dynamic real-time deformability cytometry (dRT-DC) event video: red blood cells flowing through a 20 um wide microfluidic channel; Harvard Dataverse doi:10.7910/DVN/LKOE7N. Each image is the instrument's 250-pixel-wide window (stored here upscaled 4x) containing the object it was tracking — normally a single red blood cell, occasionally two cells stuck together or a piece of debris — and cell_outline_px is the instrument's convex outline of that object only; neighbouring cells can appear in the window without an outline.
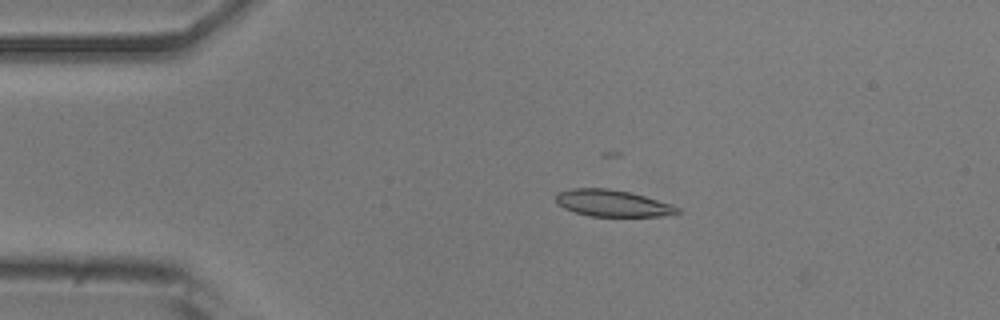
{"species": "common noctule bat (a hibernating species)", "species_latin": "Nyctalus noctula", "temperature_condition": "room temperature", "stored_images_in_passage": 32, "camera_frame_rate_fps": 3000, "um_per_image_px": 0.085, "animal": {"sex": "male", "body_mass_g": 20.5, "forearm_length_mm": 52.5}, "frame": {"image": 1, "passage_image": 1, "time_ms": 0.0, "image_size_px": [1000, 320], "cell_outline_px": [[684, 212], [676, 216], [588, 216], [564, 208], [556, 204], [556, 196], [560, 192], [572, 188], [608, 188], [628, 192], [644, 196], [672, 204], [680, 208]], "centroid_in_image_um": [52.15, 17.29], "position_along_channel_um": 32.9, "area_um2": 19.07}}
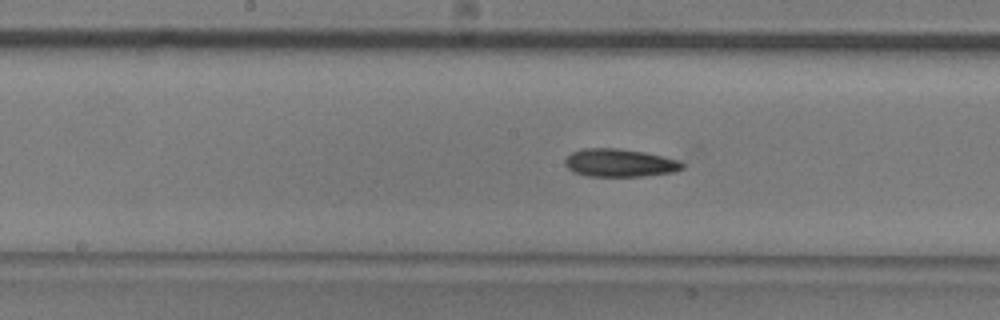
{"frame": {"image": 2, "passage_image": 17, "time_ms": 5.333, "image_size_px": [1000, 320], "cell_outline_px": [[684, 168], [672, 172], [644, 176], [588, 176], [572, 172], [564, 164], [564, 160], [572, 152], [584, 148], [620, 148], [644, 152], [680, 160], [684, 164]], "centroid_in_image_um": [52.66, 13.84], "position_along_channel_um": 195.5, "area_um2": 19.19}}
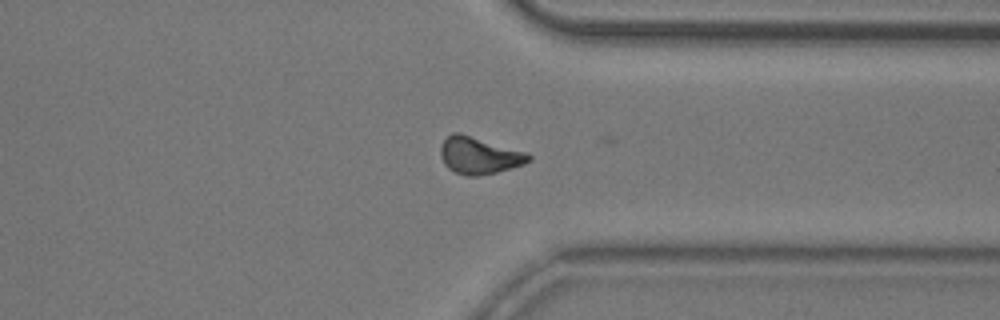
{"frame": {"image": 3, "passage_image": 31, "time_ms": 10.0, "image_size_px": [1000, 320], "cell_outline_px": [[532, 160], [524, 164], [496, 172], [476, 176], [468, 176], [456, 172], [448, 168], [444, 164], [440, 152], [440, 148], [444, 140], [452, 132], [460, 132], [528, 152], [532, 156]], "centroid_in_image_um": [40.75, 13.2], "position_along_channel_um": 370.6, "area_um2": 19.07}, "authors_computed_cell_mechanics": {"area_um2": 19.0162, "velocity_mm_per_s": 3.8029, "shape_relaxation_time_tau1_ms": 4.3079, "shape_relaxation_time_tau2_ms": null, "deformation_change_tau1": 0.1116, "deformation_change_tau2": null}}